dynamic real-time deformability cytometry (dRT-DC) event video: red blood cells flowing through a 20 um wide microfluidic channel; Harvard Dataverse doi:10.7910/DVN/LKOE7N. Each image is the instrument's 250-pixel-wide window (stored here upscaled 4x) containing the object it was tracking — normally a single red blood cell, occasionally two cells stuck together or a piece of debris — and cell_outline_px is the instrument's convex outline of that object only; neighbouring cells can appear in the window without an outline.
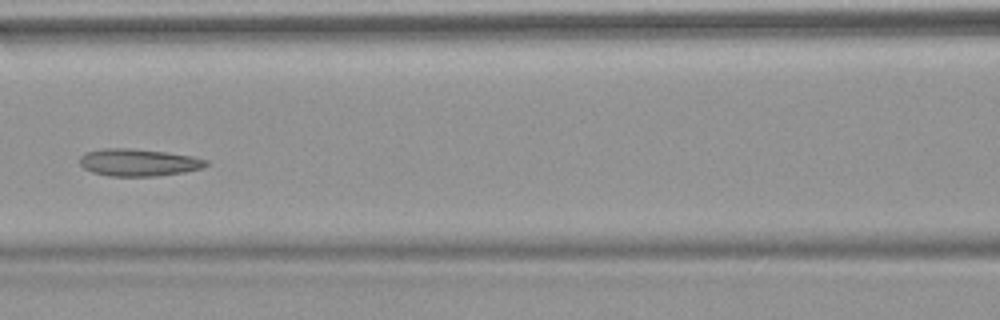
{"species": "common noctule bat (a hibernating species)", "species_latin": "Nyctalus noctula", "temperature_condition": "warm", "stored_images_in_passage": 7, "camera_frame_rate_fps": 3000, "um_per_image_px": 0.085, "animal": {"sex": "female", "body_mass_g": 18.4}, "frame": {"image": 1, "passage_image": 7, "time_ms": 8.0, "image_size_px": [1000, 320], "cell_outline_px": [[208, 164], [204, 168], [184, 172], [156, 176], [108, 176], [92, 172], [84, 168], [80, 164], [80, 156], [84, 152], [100, 148], [128, 148], [164, 152], [192, 156], [208, 160]], "centroid_in_image_um": [11.75, 13.81], "position_along_channel_um": 154.8, "area_um2": 20.17}}